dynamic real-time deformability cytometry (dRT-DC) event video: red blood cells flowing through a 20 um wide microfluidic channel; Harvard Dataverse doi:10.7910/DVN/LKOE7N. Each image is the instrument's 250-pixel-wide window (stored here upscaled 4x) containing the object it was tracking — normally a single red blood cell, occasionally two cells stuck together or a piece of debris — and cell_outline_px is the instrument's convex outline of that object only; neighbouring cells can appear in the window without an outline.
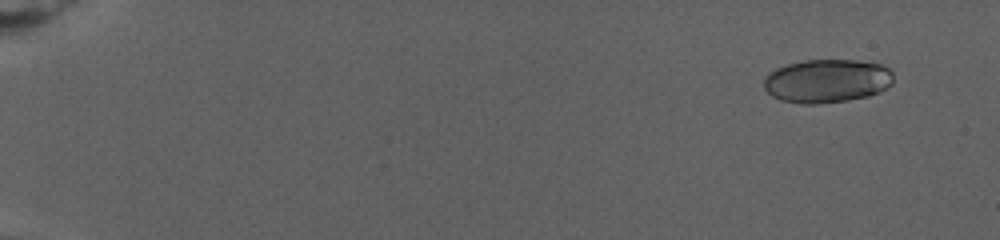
{"species": "human", "species_latin": "Homo sapiens", "temperature_condition": "warm", "stored_images_in_passage": 71, "camera_frame_rate_fps": 3000, "um_per_image_px": 0.085, "donor": {"sex": "female"}, "frame": {"image": 1, "passage_image": 9, "time_ms": 2.0, "image_size_px": [1000, 240], "cell_outline_px": [[892, 84], [888, 88], [868, 96], [848, 100], [816, 104], [800, 104], [780, 100], [772, 96], [764, 88], [764, 76], [768, 72], [776, 68], [788, 64], [804, 60], [856, 60], [880, 64], [888, 68], [892, 72]], "centroid_in_image_um": [70.27, 6.88], "position_along_channel_um": 14.7, "area_um2": 33.06}}
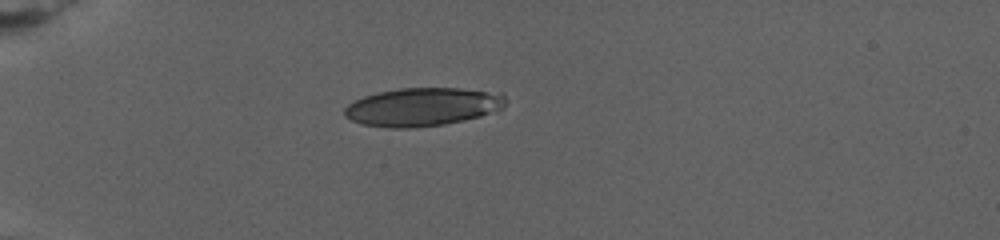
{"frame": {"image": 2, "passage_image": 51, "time_ms": 8.667, "image_size_px": [1000, 240], "cell_outline_px": [[504, 108], [496, 112], [480, 116], [444, 124], [408, 128], [388, 128], [360, 124], [344, 116], [344, 108], [348, 104], [364, 96], [380, 92], [400, 88], [460, 88], [484, 92], [504, 96]], "centroid_in_image_um": [35.85, 9.1], "position_along_channel_um": 49.1, "area_um2": 35.55}}